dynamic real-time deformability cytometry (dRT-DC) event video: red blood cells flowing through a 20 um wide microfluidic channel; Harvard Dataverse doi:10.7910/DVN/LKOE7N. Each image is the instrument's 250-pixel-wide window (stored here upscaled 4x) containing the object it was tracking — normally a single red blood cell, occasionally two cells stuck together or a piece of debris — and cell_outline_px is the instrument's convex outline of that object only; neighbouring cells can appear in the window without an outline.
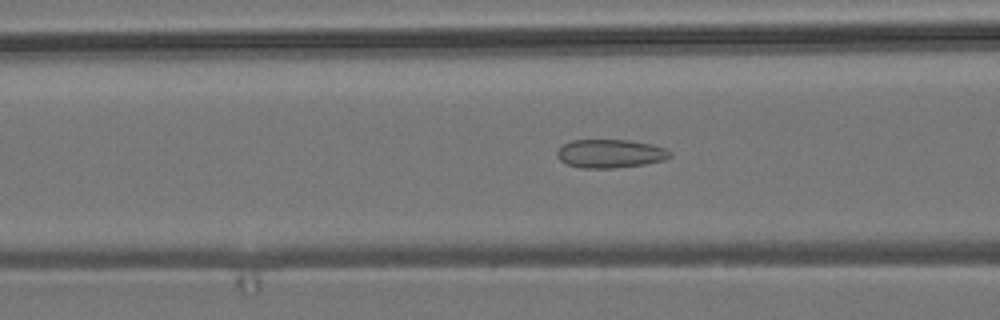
{"species": "common noctule bat (a hibernating species)", "species_latin": "Nyctalus noctula", "temperature_condition": "room temperature", "stored_images_in_passage": 49, "camera_frame_rate_fps": 3000, "um_per_image_px": 0.085, "animal": {"sex": "male", "body_mass_g": 19.2, "forearm_length_mm": 51.8}, "frame": {"image": 1, "passage_image": 21, "time_ms": 6.667, "image_size_px": [1000, 320], "cell_outline_px": [[672, 156], [664, 160], [644, 164], [612, 168], [584, 168], [568, 164], [560, 160], [556, 156], [556, 152], [564, 144], [572, 140], [628, 140], [652, 144], [664, 148], [672, 152]], "centroid_in_image_um": [51.88, 13.05], "position_along_channel_um": 114.7, "area_um2": 18.67}}
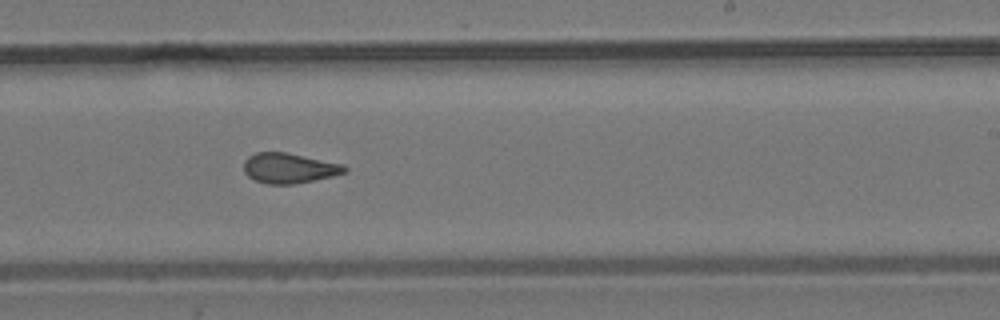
{"frame": {"image": 2, "passage_image": 33, "time_ms": 10.667, "image_size_px": [1000, 320], "cell_outline_px": [[348, 168], [344, 172], [332, 176], [292, 184], [268, 184], [256, 180], [248, 176], [244, 172], [244, 160], [248, 156], [256, 152], [284, 152], [344, 164]], "centroid_in_image_um": [24.55, 14.28], "position_along_channel_um": 264.5, "area_um2": 17.51}}
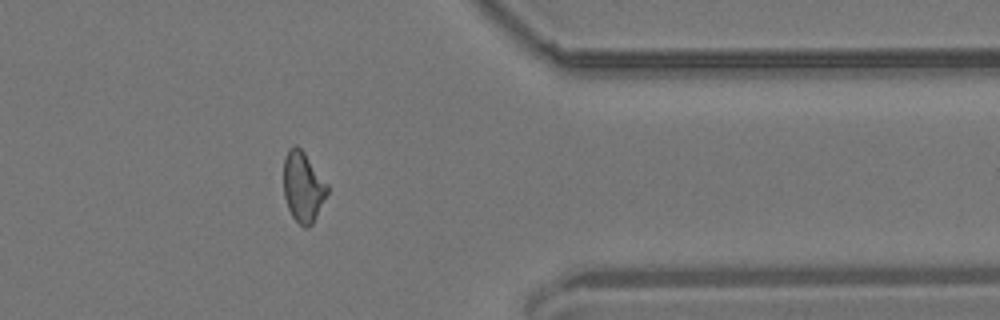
{"frame": {"image": 3, "passage_image": 44, "time_ms": 14.333, "image_size_px": [1000, 320], "cell_outline_px": [[328, 192], [312, 224], [308, 228], [304, 228], [292, 216], [288, 208], [284, 196], [284, 156], [288, 148], [296, 144], [304, 152], [328, 184]], "centroid_in_image_um": [25.75, 15.86], "position_along_channel_um": 385.7, "area_um2": 17.86}}